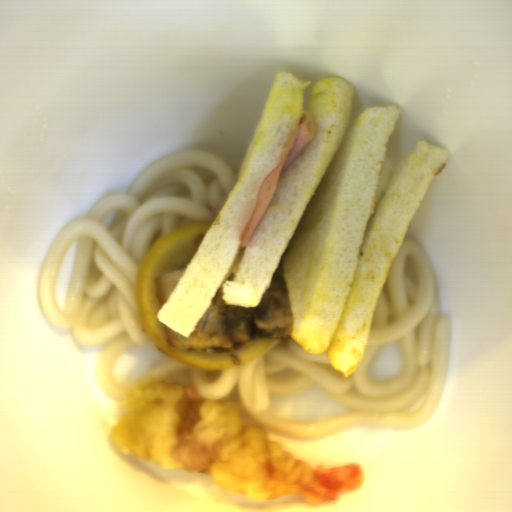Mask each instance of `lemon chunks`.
Wrapping results in <instances>:
<instances>
[{"mask_svg":"<svg viewBox=\"0 0 512 512\" xmlns=\"http://www.w3.org/2000/svg\"><path fill=\"white\" fill-rule=\"evenodd\" d=\"M211 225L188 223L154 242L134 277L133 299L143 332L163 354L195 369L218 371L260 355L275 337L252 338L234 349L210 353L188 352L169 345L167 326L157 319L161 307L156 280L181 266L188 267Z\"/></svg>","mask_w":512,"mask_h":512,"instance_id":"e0be4373","label":"lemon chunks"}]
</instances>
